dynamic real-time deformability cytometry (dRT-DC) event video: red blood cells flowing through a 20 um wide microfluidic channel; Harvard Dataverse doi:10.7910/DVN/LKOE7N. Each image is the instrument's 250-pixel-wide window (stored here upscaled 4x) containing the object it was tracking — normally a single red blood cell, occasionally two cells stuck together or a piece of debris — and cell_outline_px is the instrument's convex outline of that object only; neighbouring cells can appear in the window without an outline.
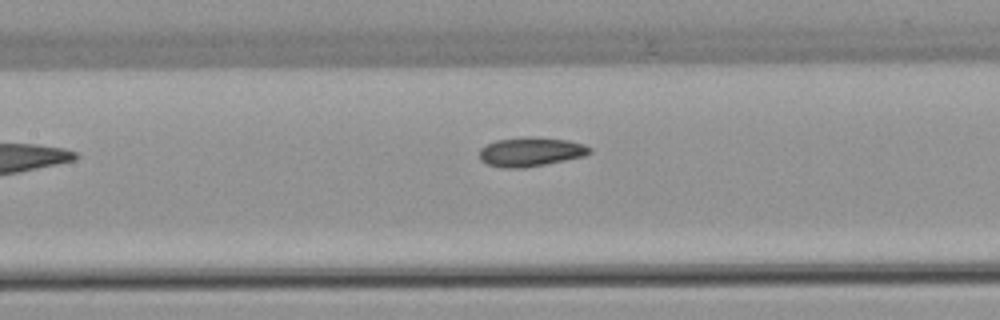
{"species": "common noctule bat (a hibernating species)", "species_latin": "Nyctalus noctula", "temperature_condition": "warm", "stored_images_in_passage": 7, "camera_frame_rate_fps": 3000, "um_per_image_px": 0.085, "animal": {"sex": "female", "body_mass_g": 22.7, "forearm_length_mm": 54.2}, "frame": {"image": 1, "passage_image": 7, "time_ms": 8.0, "image_size_px": [1000, 320], "cell_outline_px": [[592, 152], [584, 156], [524, 168], [504, 168], [488, 164], [480, 160], [480, 148], [496, 140], [528, 136], [532, 136], [568, 140], [584, 144], [592, 148]], "centroid_in_image_um": [45.12, 12.89], "position_along_channel_um": 162.3, "area_um2": 18.73}}